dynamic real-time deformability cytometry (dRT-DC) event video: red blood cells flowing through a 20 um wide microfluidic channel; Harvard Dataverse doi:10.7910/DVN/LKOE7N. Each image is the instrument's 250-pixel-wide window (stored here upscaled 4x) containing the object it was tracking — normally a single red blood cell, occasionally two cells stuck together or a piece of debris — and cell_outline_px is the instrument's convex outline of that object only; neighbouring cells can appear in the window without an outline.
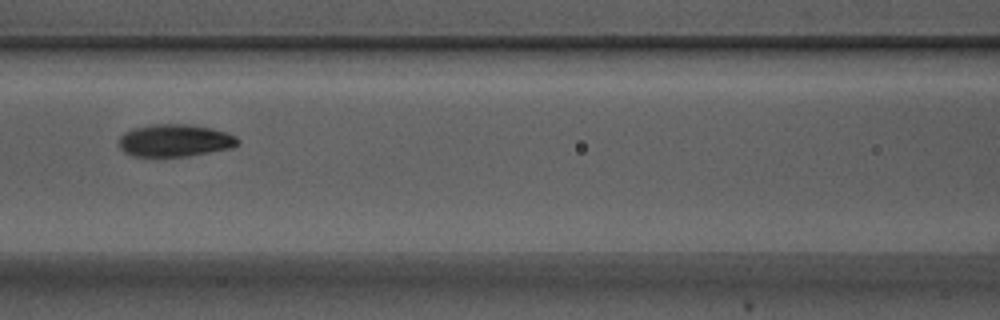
{"species": "Egyptian fruit bat (a non-hibernating species)", "species_latin": "Rousettus aegyptiacus", "temperature_condition": "warm", "stored_images_in_passage": 6, "camera_frame_rate_fps": 3000, "um_per_image_px": 0.085, "animal": {"sex": "male"}, "frame": {"image": 1, "passage_image": 4, "time_ms": 1.0, "image_size_px": [1000, 320], "cell_outline_px": [[240, 140], [232, 148], [188, 156], [132, 156], [124, 152], [120, 148], [120, 136], [124, 132], [132, 128], [152, 124], [184, 124], [212, 128], [228, 132], [236, 136]], "centroid_in_image_um": [14.87, 11.93], "position_along_channel_um": 151.7, "area_um2": 22.48}}
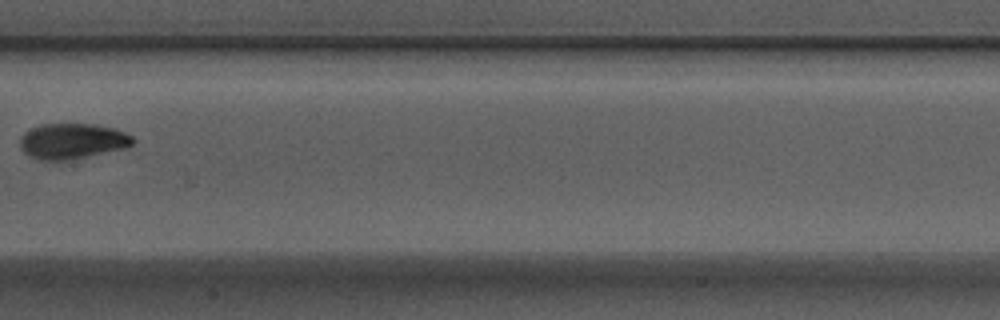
{"frame": {"image": 2, "passage_image": 5, "time_ms": 1.333, "image_size_px": [1000, 320], "cell_outline_px": [[136, 140], [128, 148], [68, 160], [40, 160], [28, 156], [20, 148], [20, 136], [24, 132], [40, 124], [96, 124], [112, 128], [124, 132], [132, 136]], "centroid_in_image_um": [6.14, 12.0], "position_along_channel_um": 201.3, "area_um2": 23.52}}
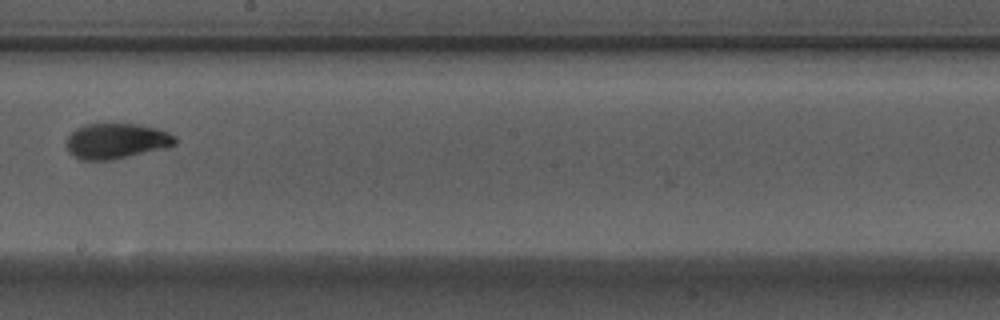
{"frame": {"image": 3, "passage_image": 6, "time_ms": 1.667, "image_size_px": [1000, 320], "cell_outline_px": [[176, 144], [168, 148], [112, 160], [80, 160], [68, 152], [64, 144], [68, 136], [76, 128], [84, 124], [140, 124], [156, 128], [168, 132], [176, 136]], "centroid_in_image_um": [9.88, 11.99], "position_along_channel_um": 238.3, "area_um2": 22.83}}